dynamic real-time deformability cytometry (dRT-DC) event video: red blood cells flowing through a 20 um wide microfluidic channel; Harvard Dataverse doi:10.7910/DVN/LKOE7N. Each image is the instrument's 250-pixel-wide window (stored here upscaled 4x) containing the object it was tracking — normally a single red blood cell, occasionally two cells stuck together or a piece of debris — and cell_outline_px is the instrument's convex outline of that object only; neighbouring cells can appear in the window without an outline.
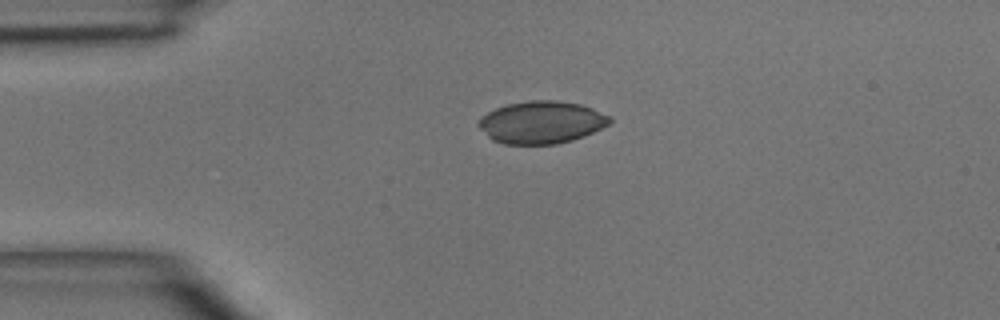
{"species": "common noctule bat (a hibernating species)", "species_latin": "Nyctalus noctula", "temperature_condition": "room temperature", "stored_images_in_passage": 2, "camera_frame_rate_fps": 3000, "um_per_image_px": 0.085, "animal": {"sex": "male", "body_mass_g": 15.6}, "frame": {"image": 1, "passage_image": 1, "time_ms": 0.0, "image_size_px": [1000, 320], "cell_outline_px": [[612, 120], [608, 124], [584, 136], [572, 140], [556, 144], [504, 144], [492, 140], [476, 124], [480, 116], [496, 108], [508, 104], [532, 100], [556, 100], [580, 104], [592, 108], [612, 116]], "centroid_in_image_um": [46.01, 10.39], "position_along_channel_um": 39.0, "area_um2": 32.43}}